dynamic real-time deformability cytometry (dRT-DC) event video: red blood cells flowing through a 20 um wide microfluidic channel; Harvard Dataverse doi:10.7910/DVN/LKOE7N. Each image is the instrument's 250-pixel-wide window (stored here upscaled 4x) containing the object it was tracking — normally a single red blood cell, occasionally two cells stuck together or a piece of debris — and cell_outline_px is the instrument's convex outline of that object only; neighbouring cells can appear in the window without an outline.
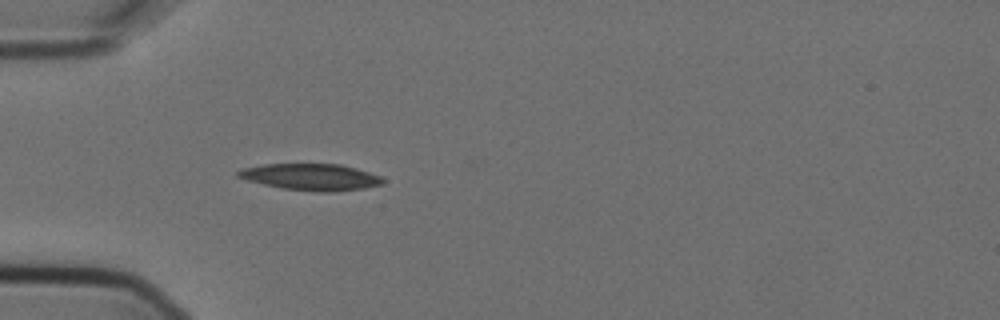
{"species": "Egyptian fruit bat (a non-hibernating species)", "species_latin": "Rousettus aegyptiacus", "temperature_condition": "cold", "stored_images_in_passage": 2, "camera_frame_rate_fps": 3000, "um_per_image_px": 0.085, "animal": {"sex": "female"}, "frame": {"image": 1, "passage_image": 2, "time_ms": 0.333, "image_size_px": [1000, 320], "cell_outline_px": [[384, 180], [380, 184], [364, 188], [332, 192], [316, 192], [280, 188], [248, 180], [236, 176], [236, 172], [244, 168], [264, 164], [340, 164], [356, 168], [380, 176]], "centroid_in_image_um": [26.42, 15.04], "position_along_channel_um": 58.6, "area_um2": 22.25}}